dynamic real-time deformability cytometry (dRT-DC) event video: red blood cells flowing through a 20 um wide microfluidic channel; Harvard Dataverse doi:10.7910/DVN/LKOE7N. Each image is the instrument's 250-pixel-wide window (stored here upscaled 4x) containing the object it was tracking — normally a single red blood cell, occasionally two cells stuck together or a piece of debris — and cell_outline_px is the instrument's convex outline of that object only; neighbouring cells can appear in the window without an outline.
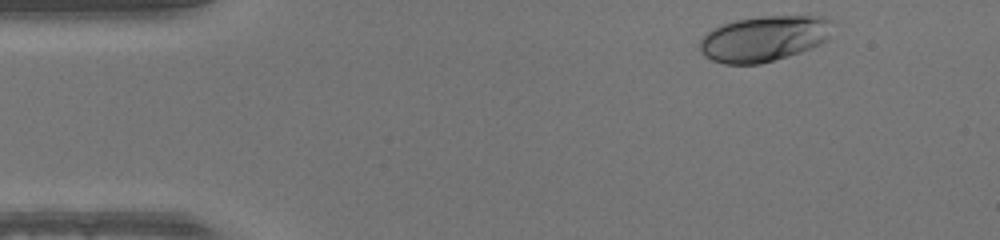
{"species": "human", "species_latin": "Homo sapiens", "temperature_condition": "warm", "stored_images_in_passage": 44, "camera_frame_rate_fps": 3000, "um_per_image_px": 0.085, "donor": {"sex": "male"}, "frame": {"image": 1, "passage_image": 1, "time_ms": 0.0, "image_size_px": [1000, 240], "cell_outline_px": [[832, 20], [828, 36], [820, 44], [800, 52], [760, 64], [724, 64], [712, 60], [704, 56], [700, 52], [700, 40], [712, 28], [736, 20], [764, 16], [824, 16]], "centroid_in_image_um": [64.91, 3.28], "position_along_channel_um": 20.1, "area_um2": 35.03}}
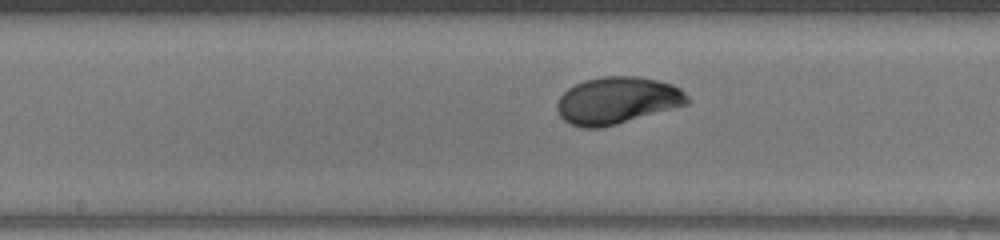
{"frame": {"image": 2, "passage_image": 20, "time_ms": 6.333, "image_size_px": [1000, 240], "cell_outline_px": [[692, 100], [688, 104], [616, 124], [600, 128], [580, 128], [564, 120], [560, 116], [556, 108], [556, 104], [560, 96], [568, 88], [584, 80], [604, 76], [636, 76], [656, 80], [672, 84], [680, 88]], "centroid_in_image_um": [52.45, 8.54], "position_along_channel_um": 195.7, "area_um2": 35.66}}
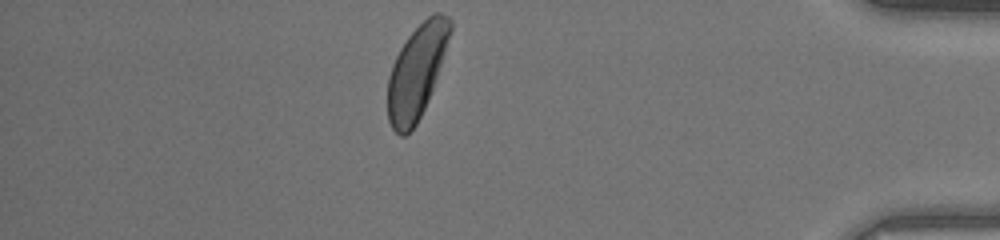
{"frame": {"image": 3, "passage_image": 38, "time_ms": 12.333, "image_size_px": [1000, 240], "cell_outline_px": [[452, 28], [432, 88], [424, 108], [416, 124], [404, 136], [400, 136], [392, 128], [388, 120], [388, 76], [392, 64], [400, 48], [408, 36], [432, 12], [440, 12], [448, 16], [452, 20]], "centroid_in_image_um": [35.39, 6.07], "position_along_channel_um": 399.8, "area_um2": 33.29}}